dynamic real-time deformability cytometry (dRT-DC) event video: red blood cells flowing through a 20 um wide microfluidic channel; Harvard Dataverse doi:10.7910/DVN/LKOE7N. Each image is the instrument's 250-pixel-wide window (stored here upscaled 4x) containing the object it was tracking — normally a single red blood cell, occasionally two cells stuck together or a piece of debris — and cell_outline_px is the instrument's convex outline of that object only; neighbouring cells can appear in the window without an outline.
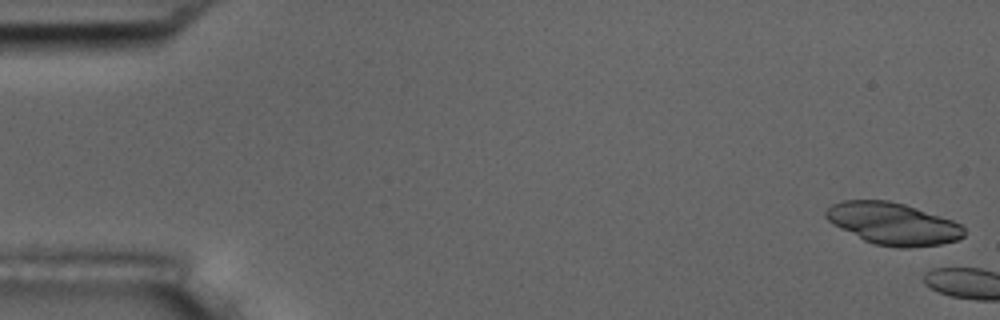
{"species": "common noctule bat (a hibernating species)", "species_latin": "Nyctalus noctula", "temperature_condition": "room temperature", "stored_images_in_passage": 7, "camera_frame_rate_fps": 3000, "um_per_image_px": 0.085, "animal": {"sex": "male", "body_mass_g": 17.5, "forearm_length_mm": 52.3}, "frame": {"image": 1, "passage_image": 1, "time_ms": 0.0, "image_size_px": [1000, 320], "cell_outline_px": [[964, 236], [960, 240], [940, 244], [908, 248], [896, 248], [872, 244], [832, 224], [824, 216], [824, 212], [832, 204], [844, 200], [888, 200], [904, 204], [952, 220], [960, 224], [964, 228]], "centroid_in_image_um": [75.89, 19.02], "position_along_channel_um": 9.1, "area_um2": 33.87}}
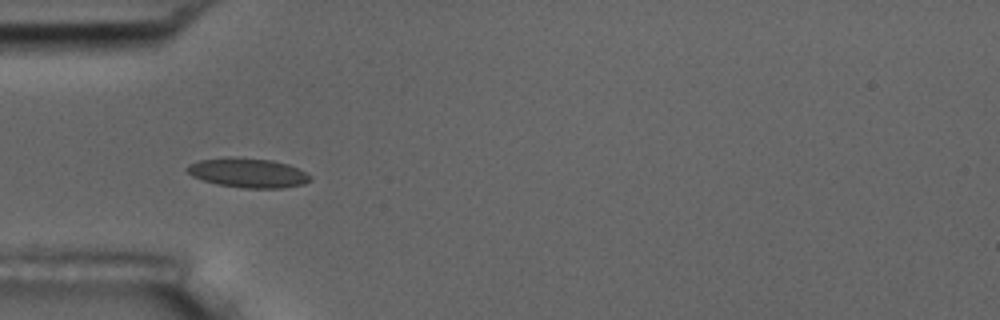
{"frame": {"image": 2, "passage_image": 6, "time_ms": 6.667, "image_size_px": [1000, 320], "cell_outline_px": [[312, 180], [304, 184], [284, 188], [244, 188], [216, 184], [192, 176], [184, 168], [188, 164], [200, 160], [224, 156], [236, 156], [272, 160], [288, 164], [312, 176]], "centroid_in_image_um": [21.06, 14.68], "position_along_channel_um": 63.9, "area_um2": 21.44}}